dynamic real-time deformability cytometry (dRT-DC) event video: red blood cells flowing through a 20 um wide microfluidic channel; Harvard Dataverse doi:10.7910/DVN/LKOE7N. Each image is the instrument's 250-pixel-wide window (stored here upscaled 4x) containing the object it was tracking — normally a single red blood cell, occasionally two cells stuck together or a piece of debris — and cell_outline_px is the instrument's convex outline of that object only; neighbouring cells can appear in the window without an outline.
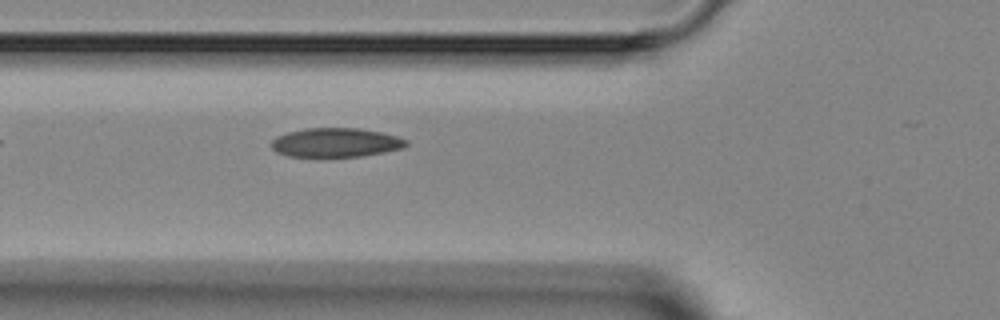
{"species": "Egyptian fruit bat (a non-hibernating species)", "species_latin": "Rousettus aegyptiacus", "temperature_condition": "room temperature", "stored_images_in_passage": 5, "camera_frame_rate_fps": 3000, "um_per_image_px": 0.085, "animal": {"sex": "female"}, "frame": {"image": 1, "passage_image": 5, "time_ms": 5.0, "image_size_px": [1000, 320], "cell_outline_px": [[408, 144], [404, 148], [364, 156], [316, 160], [288, 156], [276, 152], [272, 148], [272, 140], [276, 136], [288, 132], [304, 128], [360, 128], [380, 132], [396, 136], [408, 140]], "centroid_in_image_um": [28.5, 12.17], "position_along_channel_um": 97.3, "area_um2": 23.93}}